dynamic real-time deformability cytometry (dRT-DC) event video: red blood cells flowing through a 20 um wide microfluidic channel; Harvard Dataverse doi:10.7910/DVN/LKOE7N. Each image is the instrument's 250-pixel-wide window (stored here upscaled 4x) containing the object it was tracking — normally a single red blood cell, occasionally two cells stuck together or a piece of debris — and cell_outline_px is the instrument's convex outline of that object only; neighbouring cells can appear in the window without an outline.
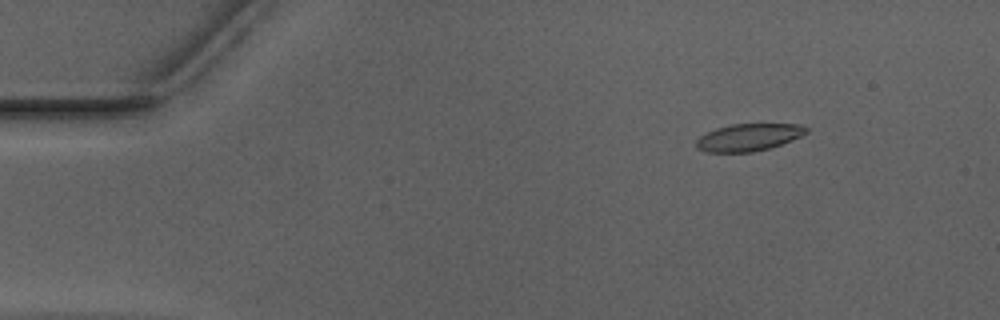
{"species": "Egyptian fruit bat (a non-hibernating species)", "species_latin": "Rousettus aegyptiacus", "temperature_condition": "warm", "stored_images_in_passage": 48, "camera_frame_rate_fps": 3000, "um_per_image_px": 0.085, "animal": {"sex": "male"}, "frame": {"image": 1, "passage_image": 3, "time_ms": 0.667, "image_size_px": [1000, 320], "cell_outline_px": [[808, 132], [792, 140], [768, 148], [752, 152], [708, 152], [696, 148], [696, 140], [700, 136], [716, 128], [732, 124], [800, 124], [808, 128]], "centroid_in_image_um": [63.62, 11.67], "position_along_channel_um": 21.4, "area_um2": 17.34}}
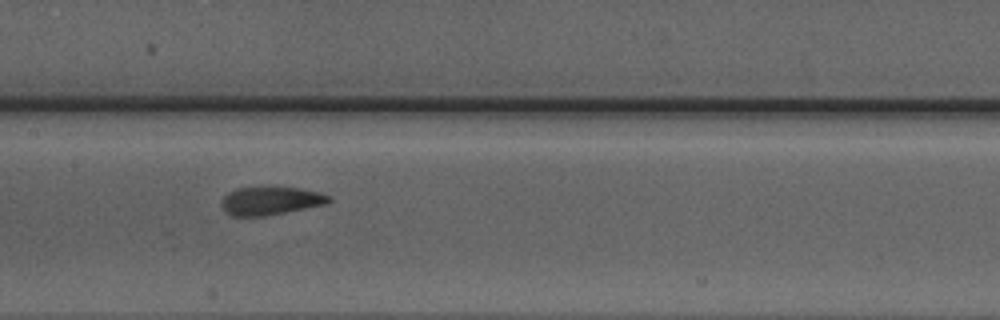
{"frame": {"image": 2, "passage_image": 22, "time_ms": 7.0, "image_size_px": [1000, 320], "cell_outline_px": [[332, 200], [328, 204], [264, 216], [232, 216], [224, 212], [220, 204], [220, 200], [228, 192], [236, 188], [296, 188], [320, 192], [332, 196]], "centroid_in_image_um": [22.99, 17.08], "position_along_channel_um": 184.4, "area_um2": 17.69}}
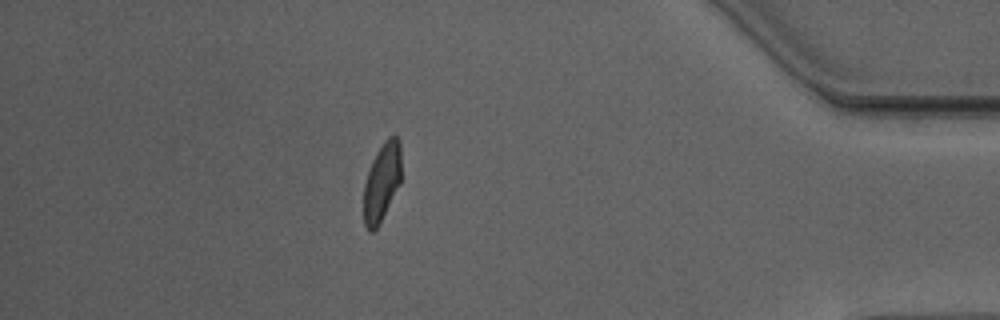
{"frame": {"image": 3, "passage_image": 42, "time_ms": 13.667, "image_size_px": [1000, 320], "cell_outline_px": [[400, 184], [380, 224], [372, 232], [368, 232], [364, 224], [364, 184], [372, 160], [376, 152], [384, 140], [388, 136], [396, 136], [400, 140]], "centroid_in_image_um": [32.45, 15.49], "position_along_channel_um": 402.7, "area_um2": 17.22}, "authors_computed_cell_mechanics": {"area_um2": 17.9758, "velocity_mm_per_s": 3.948, "shape_relaxation_time_tau1_ms": 8.4944, "shape_relaxation_time_tau2_ms": 1.1583, "deformation_change_tau1": 0.2378, "deformation_change_tau2": 0.0775}}